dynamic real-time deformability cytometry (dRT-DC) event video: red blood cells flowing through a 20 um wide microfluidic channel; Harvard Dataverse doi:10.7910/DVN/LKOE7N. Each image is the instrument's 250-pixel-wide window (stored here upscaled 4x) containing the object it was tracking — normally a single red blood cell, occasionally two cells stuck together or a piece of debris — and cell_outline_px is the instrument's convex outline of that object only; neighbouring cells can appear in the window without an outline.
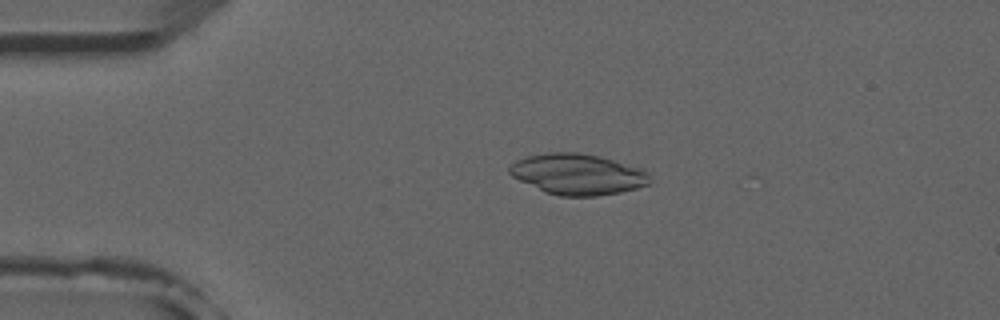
{"species": "common noctule bat (a hibernating species)", "species_latin": "Nyctalus noctula", "temperature_condition": "room temperature", "stored_images_in_passage": 4, "camera_frame_rate_fps": 3000, "um_per_image_px": 0.085, "animal": {"sex": "male", "forearm_length_mm": 52.5}, "frame": {"image": 1, "passage_image": 3, "time_ms": 2.333, "image_size_px": [1000, 320], "cell_outline_px": [[648, 184], [636, 188], [620, 192], [596, 196], [560, 196], [544, 192], [512, 176], [508, 172], [508, 168], [516, 160], [528, 156], [548, 152], [576, 152], [600, 156], [644, 168], [648, 172]], "centroid_in_image_um": [49.1, 14.8], "position_along_channel_um": 35.9, "area_um2": 33.41}}